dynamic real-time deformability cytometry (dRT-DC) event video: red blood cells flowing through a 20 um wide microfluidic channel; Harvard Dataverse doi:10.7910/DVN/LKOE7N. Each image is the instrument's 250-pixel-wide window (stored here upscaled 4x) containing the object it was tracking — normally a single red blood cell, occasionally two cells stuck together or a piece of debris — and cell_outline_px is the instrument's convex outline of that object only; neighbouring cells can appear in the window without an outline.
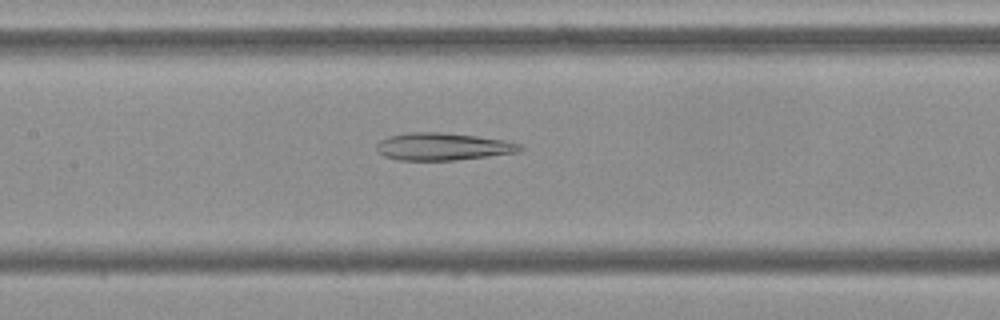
{"species": "Egyptian fruit bat (a non-hibernating species)", "species_latin": "Rousettus aegyptiacus", "temperature_condition": "cold", "stored_images_in_passage": 55, "camera_frame_rate_fps": 3000, "um_per_image_px": 0.085, "frame": {"image": 1, "passage_image": 26, "time_ms": 8.333, "image_size_px": [1000, 320], "cell_outline_px": [[524, 148], [520, 152], [456, 160], [396, 160], [384, 156], [376, 152], [376, 144], [380, 140], [388, 136], [408, 132], [440, 132], [476, 136], [504, 140], [520, 144]], "centroid_in_image_um": [37.61, 12.46], "position_along_channel_um": 169.8, "area_um2": 23.06}}
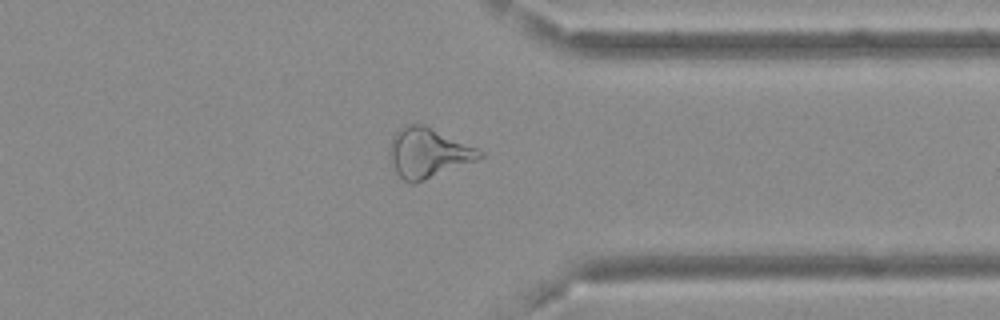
{"frame": {"image": 2, "passage_image": 43, "time_ms": 14.0, "image_size_px": [1000, 320], "cell_outline_px": [[484, 156], [476, 160], [416, 184], [412, 184], [404, 180], [396, 172], [388, 156], [388, 148], [392, 136], [400, 128], [408, 124], [424, 124], [476, 148], [484, 152]], "centroid_in_image_um": [36.34, 13.0], "position_along_channel_um": 375.1, "area_um2": 26.07}}
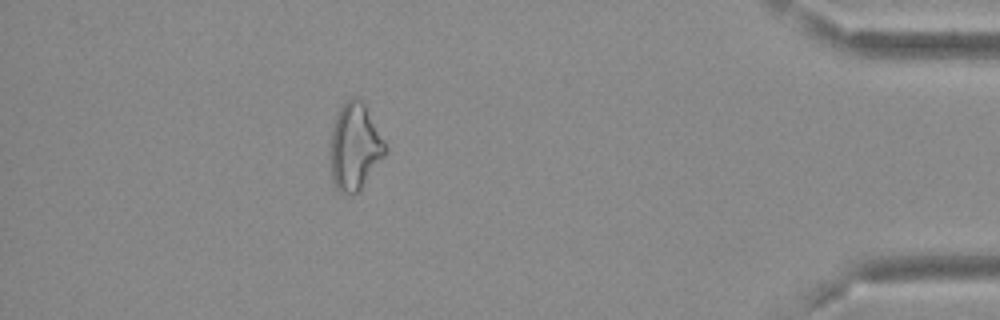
{"frame": {"image": 3, "passage_image": 49, "time_ms": 16.0, "image_size_px": [1000, 320], "cell_outline_px": [[388, 148], [384, 156], [360, 188], [352, 196], [340, 192], [336, 188], [332, 180], [328, 156], [328, 148], [332, 128], [336, 116], [344, 100], [352, 96], [356, 96], [364, 104], [384, 140]], "centroid_in_image_um": [30.1, 12.47], "position_along_channel_um": 405.1, "area_um2": 28.03}}